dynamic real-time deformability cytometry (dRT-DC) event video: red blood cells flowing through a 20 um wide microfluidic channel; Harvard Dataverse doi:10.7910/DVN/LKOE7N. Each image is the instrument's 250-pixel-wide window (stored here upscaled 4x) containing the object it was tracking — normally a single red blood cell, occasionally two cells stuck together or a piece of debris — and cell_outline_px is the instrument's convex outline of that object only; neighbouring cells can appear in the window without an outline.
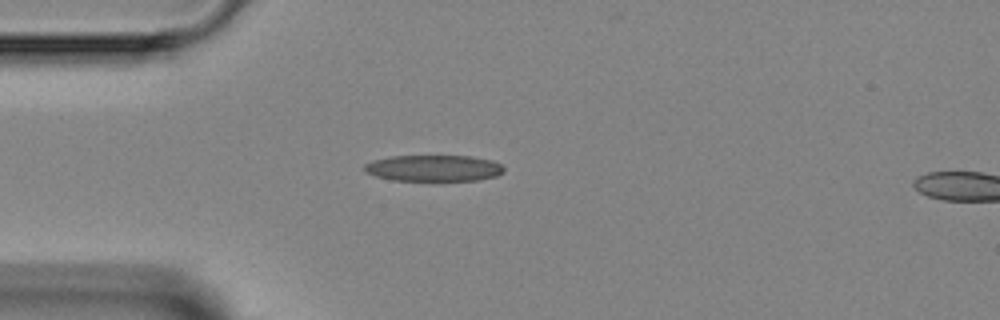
{"species": "Egyptian fruit bat (a non-hibernating species)", "species_latin": "Rousettus aegyptiacus", "temperature_condition": "room temperature", "stored_images_in_passage": 3, "camera_frame_rate_fps": 3000, "um_per_image_px": 0.085, "animal": {"sex": "female"}, "frame": {"image": 1, "passage_image": 3, "time_ms": 2.333, "image_size_px": [1000, 320], "cell_outline_px": [[504, 172], [496, 176], [476, 180], [392, 180], [376, 176], [368, 172], [364, 168], [364, 164], [372, 160], [392, 156], [472, 156], [492, 160], [500, 164], [504, 168]], "centroid_in_image_um": [36.88, 14.28], "position_along_channel_um": 48.1, "area_um2": 21.21}}